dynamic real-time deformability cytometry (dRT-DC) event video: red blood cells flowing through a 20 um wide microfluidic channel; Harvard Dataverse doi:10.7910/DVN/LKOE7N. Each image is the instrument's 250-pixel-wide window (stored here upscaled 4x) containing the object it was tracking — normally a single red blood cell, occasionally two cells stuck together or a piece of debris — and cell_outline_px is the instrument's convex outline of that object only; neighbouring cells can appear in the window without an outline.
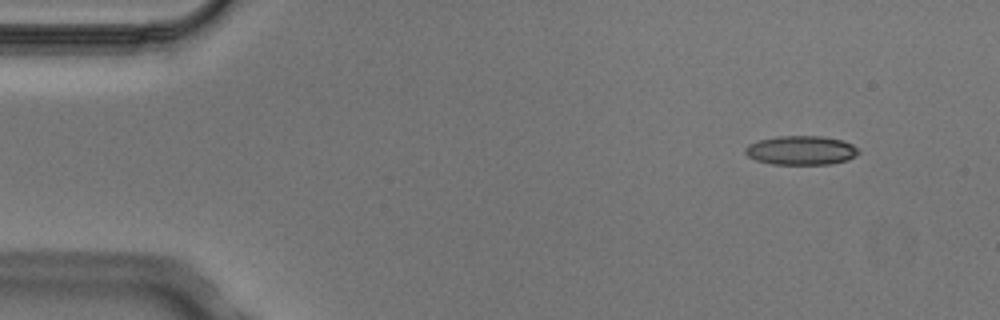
{"species": "Egyptian fruit bat (a non-hibernating species)", "species_latin": "Rousettus aegyptiacus", "temperature_condition": "cold", "stored_images_in_passage": 6, "camera_frame_rate_fps": 3000, "um_per_image_px": 0.085, "animal": {"sex": "male"}, "frame": {"image": 1, "passage_image": 1, "time_ms": 0.0, "image_size_px": [1000, 320], "cell_outline_px": [[860, 152], [856, 156], [848, 160], [828, 164], [772, 164], [756, 160], [748, 156], [744, 152], [744, 148], [748, 144], [760, 140], [776, 136], [820, 136], [844, 140], [860, 148]], "centroid_in_image_um": [68.12, 12.77], "position_along_channel_um": 16.9, "area_um2": 19.36}}
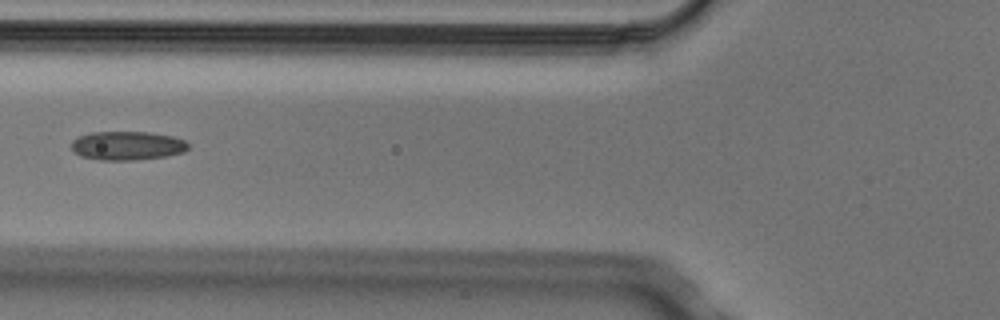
{"frame": {"image": 2, "passage_image": 5, "time_ms": 1.333, "image_size_px": [1000, 320], "cell_outline_px": [[188, 148], [184, 152], [168, 156], [132, 160], [100, 160], [80, 156], [72, 152], [72, 140], [80, 136], [92, 132], [148, 132], [172, 136], [184, 140], [188, 144]], "centroid_in_image_um": [10.8, 12.39], "position_along_channel_um": 115.0, "area_um2": 19.65}}
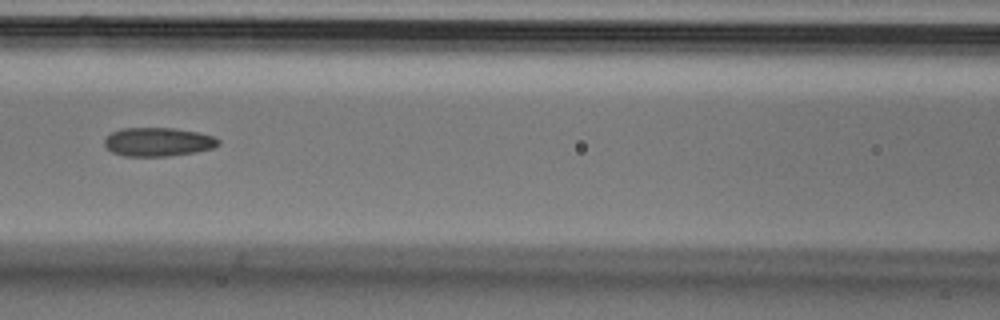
{"frame": {"image": 3, "passage_image": 6, "time_ms": 1.667, "image_size_px": [1000, 320], "cell_outline_px": [[220, 144], [212, 148], [196, 152], [168, 156], [124, 156], [112, 152], [104, 144], [104, 140], [112, 132], [120, 128], [176, 128], [216, 136], [220, 140]], "centroid_in_image_um": [13.46, 12.06], "position_along_channel_um": 153.1, "area_um2": 19.13}}